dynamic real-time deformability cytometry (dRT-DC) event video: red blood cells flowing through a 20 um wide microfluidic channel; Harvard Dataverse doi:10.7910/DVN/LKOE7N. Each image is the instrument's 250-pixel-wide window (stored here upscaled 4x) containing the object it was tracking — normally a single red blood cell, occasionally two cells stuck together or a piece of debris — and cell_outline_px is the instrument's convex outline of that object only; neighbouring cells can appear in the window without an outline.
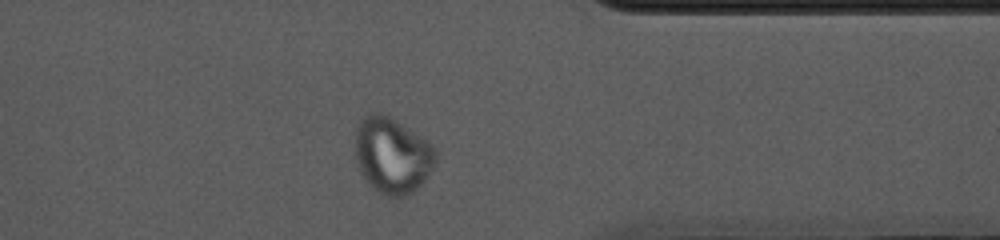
{"species": "common noctule bat (a hibernating species)", "species_latin": "Nyctalus noctula", "temperature_condition": "cold", "stored_images_in_passage": 43, "camera_frame_rate_fps": 3000, "um_per_image_px": 0.085, "animal": {"sex": "female", "body_mass_g": 10.0, "forearm_length_mm": 53.1}, "frame": {"image": 1, "passage_image": 31, "time_ms": 10.0, "image_size_px": [1000, 240], "cell_outline_px": [[436, 164], [424, 180], [408, 196], [384, 196], [376, 192], [368, 184], [360, 172], [356, 160], [356, 128], [360, 120], [364, 116], [372, 112], [380, 112], [388, 116], [428, 140], [436, 148]], "centroid_in_image_um": [33.34, 13.21], "position_along_channel_um": 378.1, "area_um2": 35.84}}